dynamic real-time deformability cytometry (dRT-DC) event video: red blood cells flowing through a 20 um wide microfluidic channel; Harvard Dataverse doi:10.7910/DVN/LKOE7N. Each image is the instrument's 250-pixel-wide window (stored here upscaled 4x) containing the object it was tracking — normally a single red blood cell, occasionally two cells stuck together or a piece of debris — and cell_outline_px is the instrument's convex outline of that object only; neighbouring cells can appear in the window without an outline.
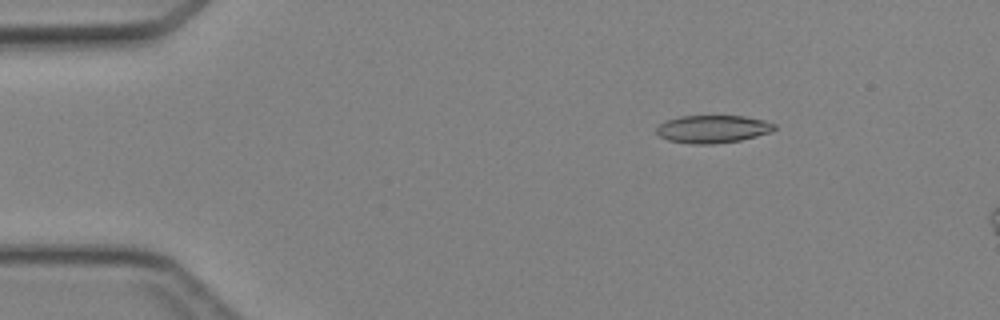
{"species": "Egyptian fruit bat (a non-hibernating species)", "species_latin": "Rousettus aegyptiacus", "temperature_condition": "cold", "stored_images_in_passage": 10, "camera_frame_rate_fps": 3000, "um_per_image_px": 0.085, "animal": {"sex": "female"}, "frame": {"image": 1, "passage_image": 4, "time_ms": 1.0, "image_size_px": [1000, 320], "cell_outline_px": [[776, 128], [772, 132], [740, 140], [712, 144], [692, 144], [668, 140], [660, 136], [656, 132], [656, 128], [660, 124], [668, 120], [680, 116], [744, 116], [764, 120], [776, 124]], "centroid_in_image_um": [60.6, 10.97], "position_along_channel_um": 24.4, "area_um2": 19.02}}